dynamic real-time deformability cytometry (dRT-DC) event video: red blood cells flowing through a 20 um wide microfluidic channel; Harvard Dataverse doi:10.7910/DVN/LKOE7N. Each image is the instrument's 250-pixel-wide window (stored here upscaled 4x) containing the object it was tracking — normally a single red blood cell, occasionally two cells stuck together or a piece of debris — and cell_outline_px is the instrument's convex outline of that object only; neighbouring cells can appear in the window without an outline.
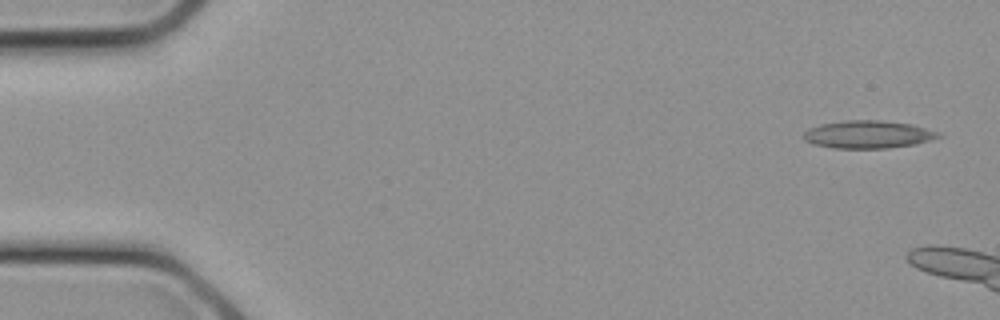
{"species": "common noctule bat (a hibernating species)", "species_latin": "Nyctalus noctula", "temperature_condition": "cold", "stored_images_in_passage": 4, "camera_frame_rate_fps": 3000, "um_per_image_px": 0.085, "animal": {"sex": "female", "body_mass_g": 21.9}, "frame": {"image": 1, "passage_image": 1, "time_ms": 0.0, "image_size_px": [1000, 320], "cell_outline_px": [[944, 136], [916, 144], [888, 148], [832, 148], [812, 144], [804, 140], [804, 132], [808, 128], [820, 124], [848, 120], [880, 120], [912, 124], [940, 132]], "centroid_in_image_um": [73.8, 11.43], "position_along_channel_um": 11.2, "area_um2": 21.96}}